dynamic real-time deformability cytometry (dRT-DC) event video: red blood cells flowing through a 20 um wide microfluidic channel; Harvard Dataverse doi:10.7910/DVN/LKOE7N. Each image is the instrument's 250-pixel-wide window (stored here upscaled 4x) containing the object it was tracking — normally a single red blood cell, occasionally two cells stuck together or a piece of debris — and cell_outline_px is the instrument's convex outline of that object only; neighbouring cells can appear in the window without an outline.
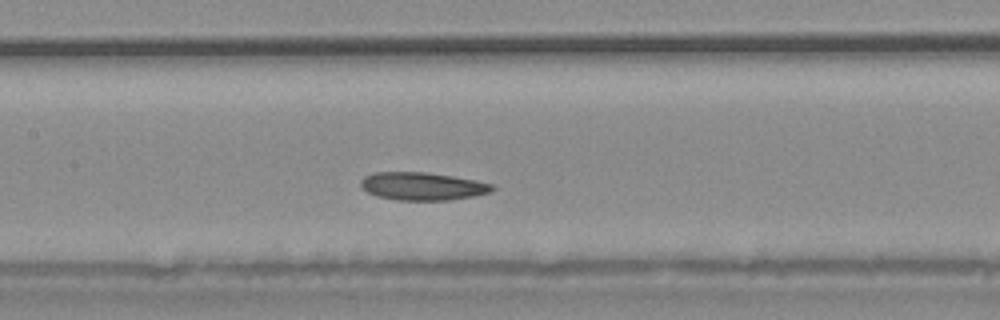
{"species": "common noctule bat (a hibernating species)", "species_latin": "Nyctalus noctula", "temperature_condition": "warm", "stored_images_in_passage": 31, "camera_frame_rate_fps": 3000, "um_per_image_px": 0.085, "animal": {"sex": "male", "body_mass_g": 20.4}, "frame": {"image": 1, "passage_image": 10, "time_ms": 3.0, "image_size_px": [1000, 320], "cell_outline_px": [[496, 188], [492, 192], [472, 196], [448, 200], [396, 200], [376, 196], [368, 192], [360, 184], [360, 180], [364, 176], [376, 172], [424, 172], [452, 176], [476, 180], [492, 184]], "centroid_in_image_um": [35.91, 15.83], "position_along_channel_um": 171.5, "area_um2": 21.33}}
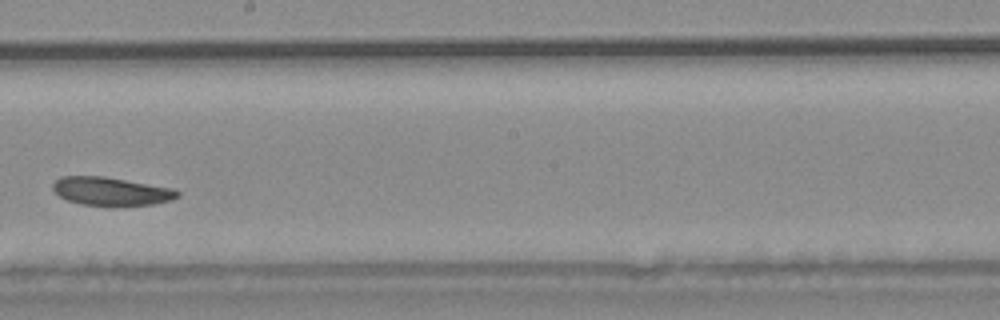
{"frame": {"image": 2, "passage_image": 14, "time_ms": 4.333, "image_size_px": [1000, 320], "cell_outline_px": [[180, 196], [172, 200], [152, 204], [80, 204], [68, 200], [60, 196], [52, 188], [52, 184], [60, 176], [104, 176], [176, 188], [180, 192]], "centroid_in_image_um": [9.48, 16.22], "position_along_channel_um": 238.7, "area_um2": 20.29}}
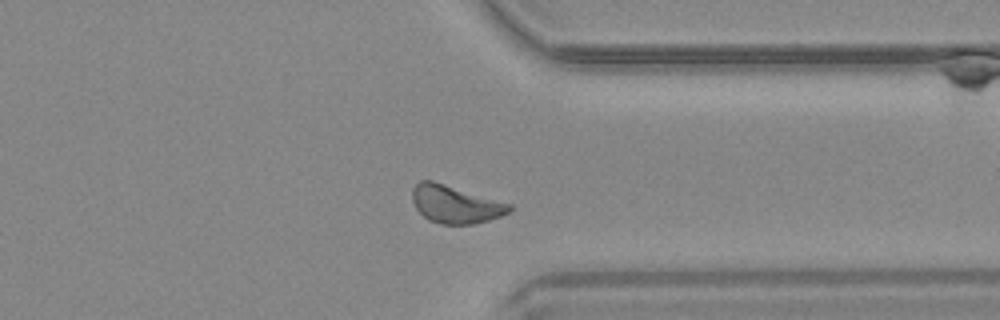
{"frame": {"image": 3, "passage_image": 22, "time_ms": 7.0, "image_size_px": [1000, 320], "cell_outline_px": [[512, 212], [488, 220], [472, 224], [440, 224], [428, 220], [416, 208], [412, 200], [412, 188], [420, 180], [432, 180], [512, 204]], "centroid_in_image_um": [38.7, 17.36], "position_along_channel_um": 372.7, "area_um2": 21.39}}